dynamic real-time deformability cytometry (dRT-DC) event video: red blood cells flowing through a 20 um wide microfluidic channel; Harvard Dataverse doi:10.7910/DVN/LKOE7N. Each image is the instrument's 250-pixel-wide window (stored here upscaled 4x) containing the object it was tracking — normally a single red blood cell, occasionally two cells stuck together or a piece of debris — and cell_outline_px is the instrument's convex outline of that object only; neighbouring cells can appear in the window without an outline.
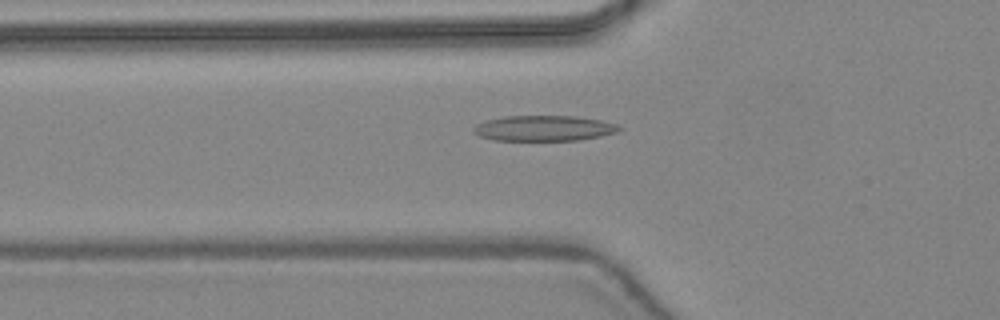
{"species": "common noctule bat (a hibernating species)", "species_latin": "Nyctalus noctula", "temperature_condition": "warm", "stored_images_in_passage": 43, "camera_frame_rate_fps": 3000, "um_per_image_px": 0.085, "animal": {"sex": "female", "body_mass_g": 24.6, "forearm_length_mm": 56.2}, "frame": {"image": 1, "passage_image": 13, "time_ms": 4.0, "image_size_px": [1000, 320], "cell_outline_px": [[620, 128], [616, 132], [600, 136], [580, 140], [492, 140], [480, 136], [472, 132], [472, 128], [476, 124], [484, 120], [504, 116], [576, 116], [600, 120], [616, 124]], "centroid_in_image_um": [46.16, 10.9], "position_along_channel_um": 79.6, "area_um2": 21.62}}
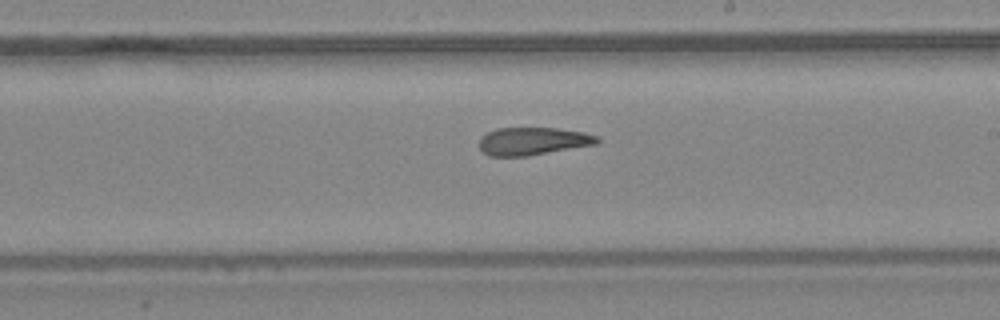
{"frame": {"image": 2, "passage_image": 24, "time_ms": 7.667, "image_size_px": [1000, 320], "cell_outline_px": [[600, 140], [596, 144], [528, 156], [488, 156], [480, 148], [480, 136], [496, 128], [556, 128], [584, 132], [596, 136]], "centroid_in_image_um": [45.27, 12.0], "position_along_channel_um": 243.7, "area_um2": 19.02}}
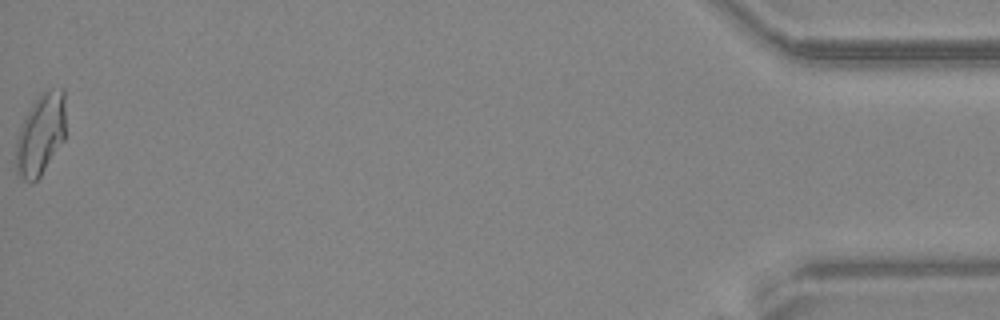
{"frame": {"image": 3, "passage_image": 43, "time_ms": 14.0, "image_size_px": [1000, 320], "cell_outline_px": [[64, 140], [40, 176], [32, 184], [24, 180], [16, 172], [16, 140], [24, 116], [40, 92], [48, 88], [64, 88]], "centroid_in_image_um": [3.44, 11.4], "position_along_channel_um": 431.8, "area_um2": 23.7}, "authors_computed_cell_mechanics": {"area_um2": 20.2878, "velocity_mm_per_s": 4.4641, "shape_relaxation_time_tau1_ms": null, "shape_relaxation_time_tau2_ms": 2.9749, "deformation_change_tau1": null, "deformation_change_tau2": 0.1284}}